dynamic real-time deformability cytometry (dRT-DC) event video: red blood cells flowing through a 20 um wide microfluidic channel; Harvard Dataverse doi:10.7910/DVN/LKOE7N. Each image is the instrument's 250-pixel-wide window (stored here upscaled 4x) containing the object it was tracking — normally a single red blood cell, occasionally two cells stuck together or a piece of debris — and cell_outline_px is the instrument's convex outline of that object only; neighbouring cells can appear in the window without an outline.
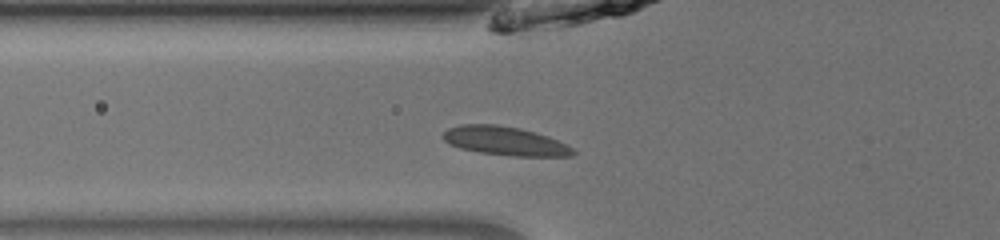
{"species": "common noctule bat (a hibernating species)", "species_latin": "Nyctalus noctula", "temperature_condition": "room temperature", "stored_images_in_passage": 33, "camera_frame_rate_fps": 3000, "um_per_image_px": 0.085, "animal": {"sex": "male", "body_mass_g": 13.0, "forearm_length_mm": 53.1}, "frame": {"image": 1, "passage_image": 2, "time_ms": 0.333, "image_size_px": [1000, 240], "cell_outline_px": [[576, 152], [572, 156], [512, 156], [480, 152], [460, 148], [448, 144], [440, 136], [448, 128], [460, 124], [496, 124], [520, 128], [536, 132], [548, 136], [572, 148]], "centroid_in_image_um": [42.88, 11.97], "position_along_channel_um": 82.9, "area_um2": 21.85}}
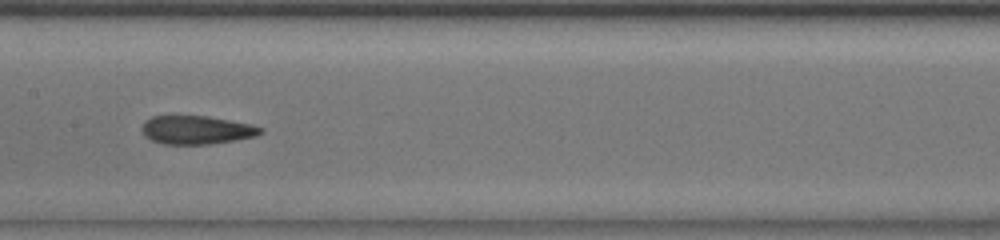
{"frame": {"image": 2, "passage_image": 10, "time_ms": 3.0, "image_size_px": [1000, 240], "cell_outline_px": [[264, 132], [256, 136], [236, 140], [212, 144], [164, 144], [152, 140], [144, 136], [144, 120], [152, 116], [208, 116], [252, 124], [264, 128]], "centroid_in_image_um": [16.77, 11.04], "position_along_channel_um": 190.6, "area_um2": 19.71}}
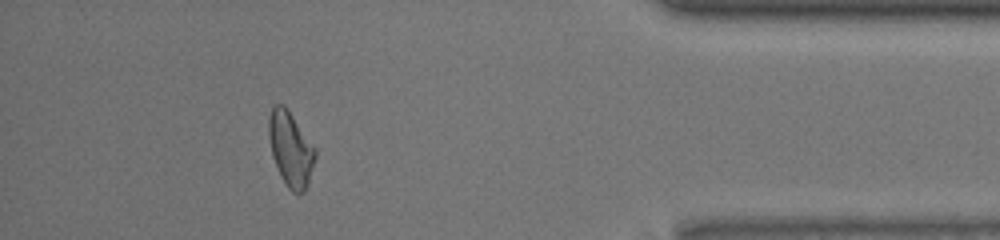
{"frame": {"image": 3, "passage_image": 29, "time_ms": 9.333, "image_size_px": [1000, 240], "cell_outline_px": [[316, 156], [308, 184], [304, 192], [292, 192], [288, 188], [280, 176], [272, 156], [268, 136], [268, 120], [272, 104], [284, 104], [288, 108], [316, 148]], "centroid_in_image_um": [24.69, 12.62], "position_along_channel_um": 410.5, "area_um2": 20.52}, "authors_computed_cell_mechanics": {"area_um2": 19.941, "velocity_mm_per_s": 3.9953, "shape_relaxation_time_tau1_ms": null, "shape_relaxation_time_tau2_ms": 2.7099, "deformation_change_tau1": null, "deformation_change_tau2": 0.089}}